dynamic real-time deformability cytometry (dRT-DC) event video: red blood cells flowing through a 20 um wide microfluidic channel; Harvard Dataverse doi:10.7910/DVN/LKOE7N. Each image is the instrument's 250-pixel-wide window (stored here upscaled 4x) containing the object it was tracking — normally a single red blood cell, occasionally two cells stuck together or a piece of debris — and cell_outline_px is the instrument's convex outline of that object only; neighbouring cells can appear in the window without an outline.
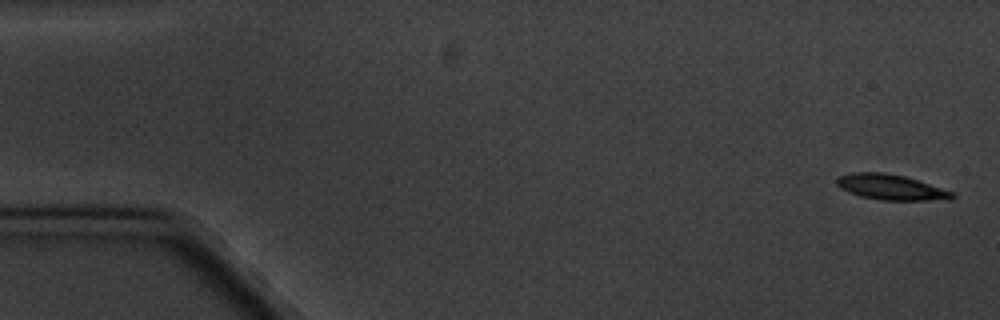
{"species": "common noctule bat (a hibernating species)", "species_latin": "Nyctalus noctula", "temperature_condition": "cold", "stored_images_in_passage": 10, "camera_frame_rate_fps": 3000, "um_per_image_px": 0.085, "animal": {"sex": "male", "body_mass_g": 20.1, "forearm_length_mm": 53.5}, "frame": {"image": 1, "passage_image": 1, "time_ms": 0.0, "image_size_px": [1000, 320], "cell_outline_px": [[956, 196], [952, 200], [884, 200], [860, 196], [848, 192], [840, 188], [836, 184], [836, 176], [852, 172], [884, 172], [904, 176], [956, 192]], "centroid_in_image_um": [75.74, 15.91], "position_along_channel_um": 9.3, "area_um2": 17.34}}
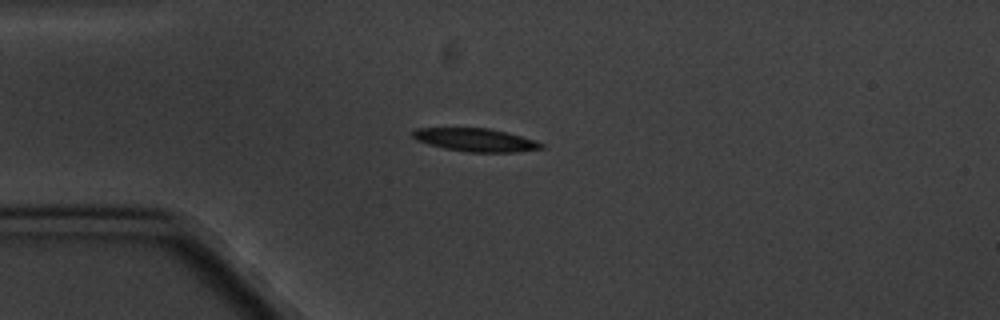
{"frame": {"image": 2, "passage_image": 4, "time_ms": 4.333, "image_size_px": [1000, 320], "cell_outline_px": [[544, 148], [516, 152], [468, 152], [444, 148], [428, 144], [416, 140], [412, 136], [412, 132], [416, 128], [488, 128], [508, 132], [536, 140], [544, 144]], "centroid_in_image_um": [40.45, 11.89], "position_along_channel_um": 44.6, "area_um2": 17.4}}
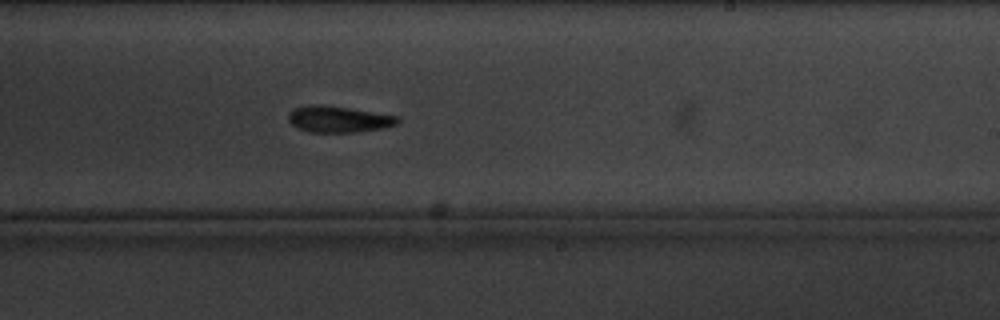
{"frame": {"image": 3, "passage_image": 10, "time_ms": 11.333, "image_size_px": [1000, 320], "cell_outline_px": [[400, 120], [396, 124], [384, 128], [356, 132], [308, 132], [296, 128], [288, 120], [288, 112], [292, 108], [308, 104], [320, 104], [348, 108], [400, 116]], "centroid_in_image_um": [28.73, 10.12], "position_along_channel_um": 260.3, "area_um2": 16.99}}